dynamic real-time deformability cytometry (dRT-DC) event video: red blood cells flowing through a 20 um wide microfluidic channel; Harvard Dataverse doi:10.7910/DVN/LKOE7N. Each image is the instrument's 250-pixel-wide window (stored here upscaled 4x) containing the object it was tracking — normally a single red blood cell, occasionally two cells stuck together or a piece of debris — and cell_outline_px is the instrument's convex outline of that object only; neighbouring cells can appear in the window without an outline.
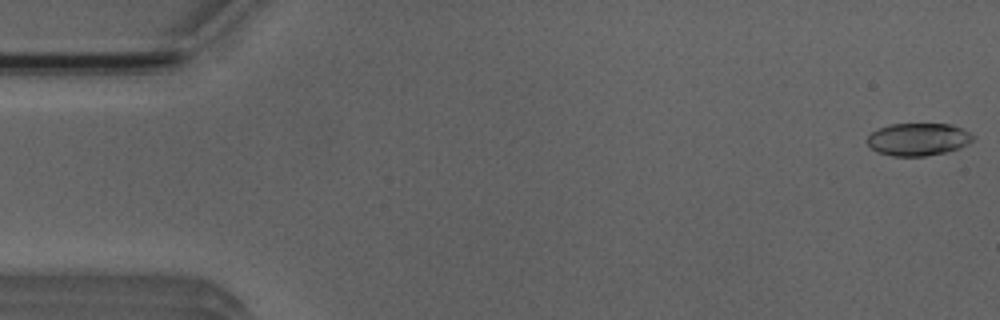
{"species": "Egyptian fruit bat (a non-hibernating species)", "species_latin": "Rousettus aegyptiacus", "temperature_condition": "room temperature", "stored_images_in_passage": 5, "camera_frame_rate_fps": 3000, "um_per_image_px": 0.085, "animal": {"sex": "male"}, "frame": {"image": 1, "passage_image": 1, "time_ms": 0.0, "image_size_px": [1000, 320], "cell_outline_px": [[976, 136], [968, 144], [960, 148], [944, 152], [924, 156], [892, 156], [876, 152], [868, 144], [868, 136], [872, 132], [880, 128], [892, 124], [948, 124], [960, 128]], "centroid_in_image_um": [78.05, 11.85], "position_along_channel_um": 7.0, "area_um2": 19.88}}
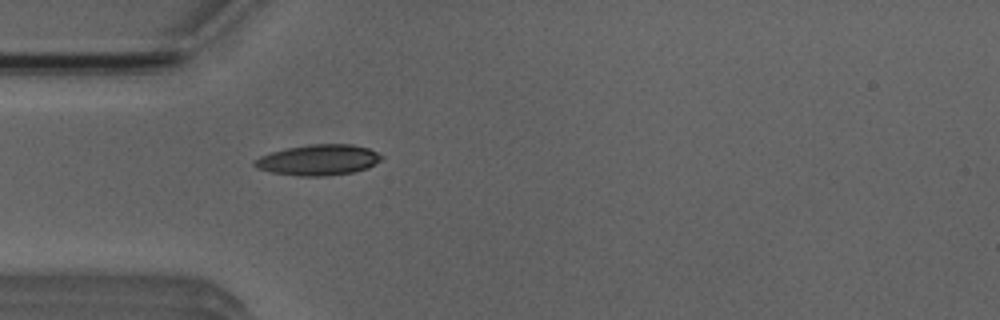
{"frame": {"image": 2, "passage_image": 5, "time_ms": 4.667, "image_size_px": [1000, 320], "cell_outline_px": [[384, 156], [380, 160], [368, 168], [352, 172], [324, 176], [300, 176], [272, 172], [256, 168], [252, 164], [252, 160], [260, 156], [284, 148], [312, 144], [352, 144], [368, 148]], "centroid_in_image_um": [27.03, 13.59], "position_along_channel_um": 58.0, "area_um2": 22.72}}